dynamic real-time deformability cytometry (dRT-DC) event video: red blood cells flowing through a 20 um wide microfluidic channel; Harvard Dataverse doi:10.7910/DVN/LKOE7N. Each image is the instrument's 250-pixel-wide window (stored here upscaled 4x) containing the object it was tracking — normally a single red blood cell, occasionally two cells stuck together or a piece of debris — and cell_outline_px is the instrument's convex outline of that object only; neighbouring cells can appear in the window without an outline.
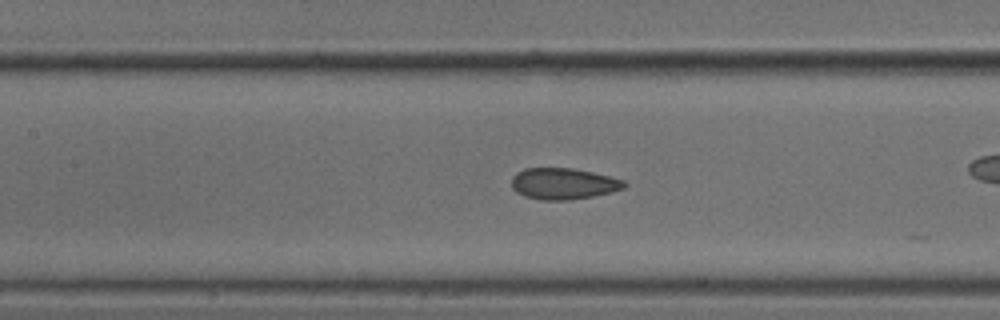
{"species": "common noctule bat (a hibernating species)", "species_latin": "Nyctalus noctula", "temperature_condition": "cold", "stored_images_in_passage": 34, "camera_frame_rate_fps": 3000, "um_per_image_px": 0.085, "animal": {"sex": "male", "body_mass_g": 18.8}, "frame": {"image": 1, "passage_image": 15, "time_ms": 4.667, "image_size_px": [1000, 320], "cell_outline_px": [[628, 184], [624, 188], [612, 192], [592, 196], [568, 200], [540, 200], [524, 196], [516, 192], [512, 188], [512, 176], [516, 172], [524, 168], [572, 168], [592, 172], [624, 180]], "centroid_in_image_um": [47.87, 15.61], "position_along_channel_um": 159.5, "area_um2": 20.63}}
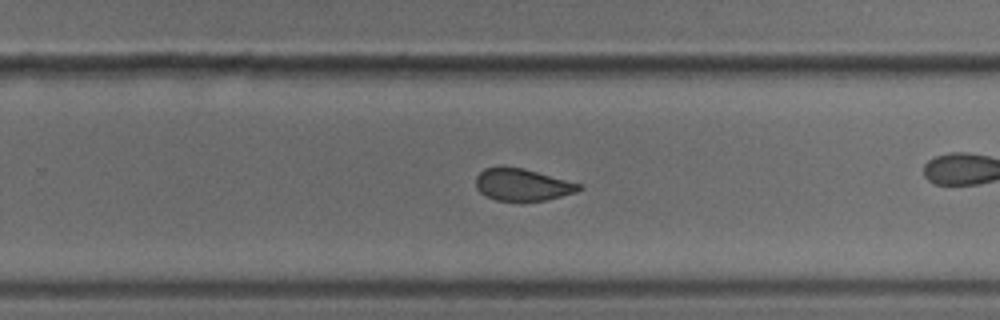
{"frame": {"image": 2, "passage_image": 25, "time_ms": 8.0, "image_size_px": [1000, 320], "cell_outline_px": [[584, 188], [576, 192], [544, 200], [496, 200], [480, 192], [476, 188], [476, 176], [484, 168], [524, 168], [584, 184]], "centroid_in_image_um": [44.46, 15.69], "position_along_channel_um": 285.3, "area_um2": 19.02}}